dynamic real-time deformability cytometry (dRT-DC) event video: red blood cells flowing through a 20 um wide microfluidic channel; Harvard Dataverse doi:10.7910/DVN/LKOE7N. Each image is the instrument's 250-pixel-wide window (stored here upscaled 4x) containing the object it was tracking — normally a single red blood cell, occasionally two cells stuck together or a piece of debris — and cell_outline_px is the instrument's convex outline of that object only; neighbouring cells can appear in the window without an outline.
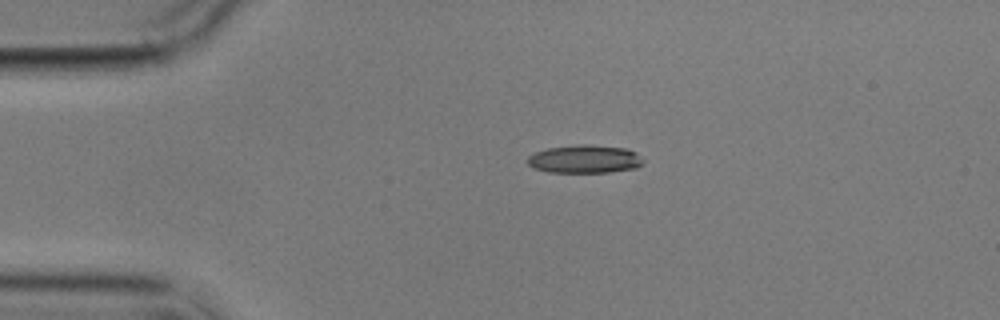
{"species": "common noctule bat (a hibernating species)", "species_latin": "Nyctalus noctula", "temperature_condition": "cold", "stored_images_in_passage": 2, "camera_frame_rate_fps": 3000, "um_per_image_px": 0.085, "animal": {"sex": "male", "body_mass_g": 17.9}, "frame": {"image": 1, "passage_image": 1, "time_ms": 0.0, "image_size_px": [1000, 320], "cell_outline_px": [[644, 164], [636, 168], [608, 172], [548, 172], [532, 168], [528, 164], [528, 156], [536, 152], [548, 148], [580, 144], [588, 144], [628, 148], [636, 152], [644, 160]], "centroid_in_image_um": [49.73, 13.52], "position_along_channel_um": 35.3, "area_um2": 19.13}}